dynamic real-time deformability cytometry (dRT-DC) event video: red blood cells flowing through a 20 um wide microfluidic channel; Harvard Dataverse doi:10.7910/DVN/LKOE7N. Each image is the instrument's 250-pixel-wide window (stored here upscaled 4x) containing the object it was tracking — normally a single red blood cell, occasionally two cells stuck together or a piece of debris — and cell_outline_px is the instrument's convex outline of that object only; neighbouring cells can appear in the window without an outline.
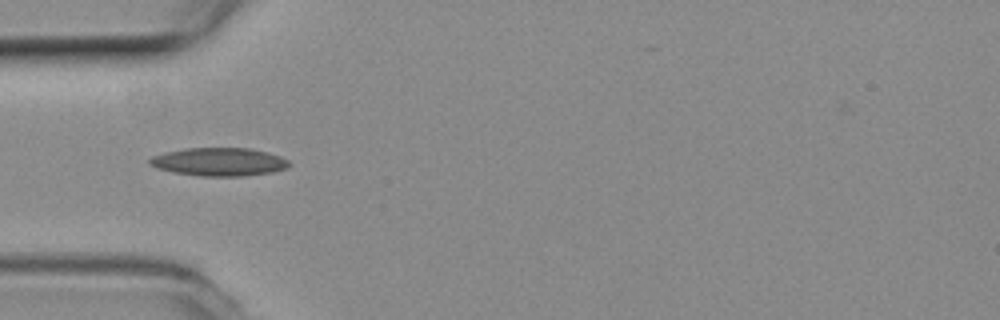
{"species": "common noctule bat (a hibernating species)", "species_latin": "Nyctalus noctula", "temperature_condition": "room temperature", "stored_images_in_passage": 10, "camera_frame_rate_fps": 3000, "um_per_image_px": 0.085, "animal": {"sex": "female", "body_mass_g": 19.3, "forearm_length_mm": 54.1}, "frame": {"image": 1, "passage_image": 4, "time_ms": 1.0, "image_size_px": [1000, 320], "cell_outline_px": [[292, 164], [288, 168], [272, 172], [244, 176], [200, 176], [176, 172], [156, 168], [148, 164], [148, 160], [152, 156], [168, 152], [188, 148], [248, 148], [280, 156], [288, 160]], "centroid_in_image_um": [18.64, 13.76], "position_along_channel_um": 66.4, "area_um2": 22.77}}